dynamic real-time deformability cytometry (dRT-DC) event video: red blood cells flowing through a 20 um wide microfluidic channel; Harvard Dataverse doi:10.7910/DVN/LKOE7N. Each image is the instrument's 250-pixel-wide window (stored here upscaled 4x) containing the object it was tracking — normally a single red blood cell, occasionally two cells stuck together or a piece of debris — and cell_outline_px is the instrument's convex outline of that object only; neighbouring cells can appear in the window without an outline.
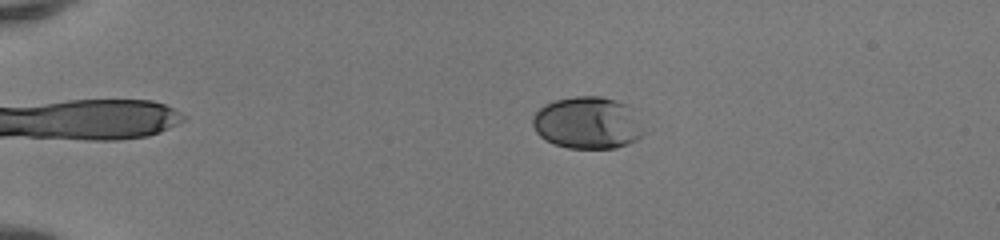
{"species": "human", "species_latin": "Homo sapiens", "temperature_condition": "room temperature", "stored_images_in_passage": 51, "camera_frame_rate_fps": 3000, "um_per_image_px": 0.085, "donor": {"sex": "female"}, "frame": {"image": 1, "passage_image": 12, "time_ms": 3.667, "image_size_px": [1000, 240], "cell_outline_px": [[644, 132], [636, 140], [628, 144], [616, 148], [568, 148], [552, 144], [544, 140], [536, 132], [532, 124], [532, 116], [544, 104], [556, 100], [576, 96], [600, 96], [616, 100], [628, 104], [632, 108]], "centroid_in_image_um": [49.92, 10.44], "position_along_channel_um": 35.1, "area_um2": 33.87}}
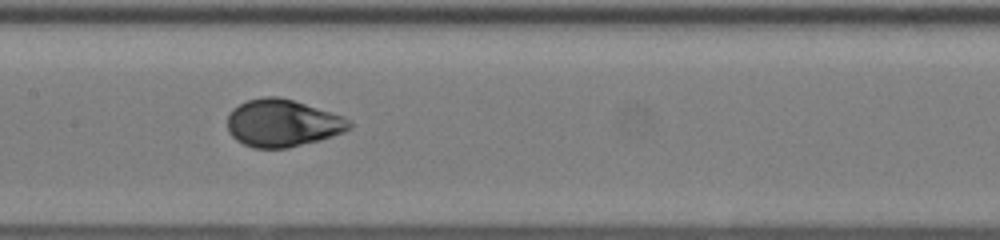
{"frame": {"image": 2, "passage_image": 28, "time_ms": 9.0, "image_size_px": [1000, 240], "cell_outline_px": [[352, 128], [344, 132], [320, 140], [288, 148], [252, 148], [236, 140], [228, 132], [228, 116], [232, 108], [248, 100], [264, 96], [276, 96], [292, 100], [344, 116], [352, 120]], "centroid_in_image_um": [24.03, 10.47], "position_along_channel_um": 183.4, "area_um2": 33.76}}
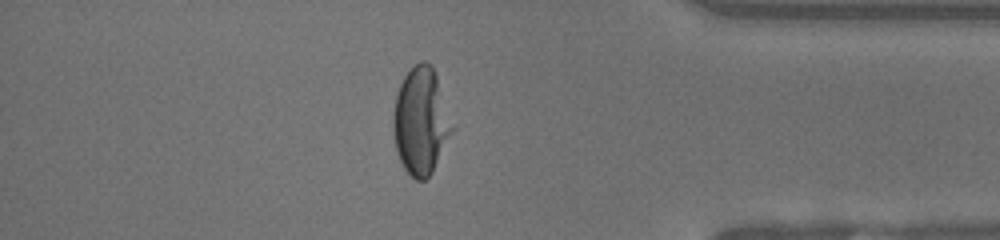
{"frame": {"image": 3, "passage_image": 45, "time_ms": 14.667, "image_size_px": [1000, 240], "cell_outline_px": [[456, 128], [432, 172], [424, 180], [416, 180], [404, 168], [400, 160], [396, 148], [392, 128], [392, 112], [396, 96], [400, 84], [404, 76], [420, 60], [424, 60], [432, 64]], "centroid_in_image_um": [35.8, 10.29], "position_along_channel_um": 399.4, "area_um2": 37.11}, "authors_computed_cell_mechanics": {"area_um2": 34.5644, "velocity_mm_per_s": 4.1497, "shape_relaxation_time_tau1_ms": 3.703, "shape_relaxation_time_tau2_ms": null, "deformation_change_tau1": 0.182, "deformation_change_tau2": null}}